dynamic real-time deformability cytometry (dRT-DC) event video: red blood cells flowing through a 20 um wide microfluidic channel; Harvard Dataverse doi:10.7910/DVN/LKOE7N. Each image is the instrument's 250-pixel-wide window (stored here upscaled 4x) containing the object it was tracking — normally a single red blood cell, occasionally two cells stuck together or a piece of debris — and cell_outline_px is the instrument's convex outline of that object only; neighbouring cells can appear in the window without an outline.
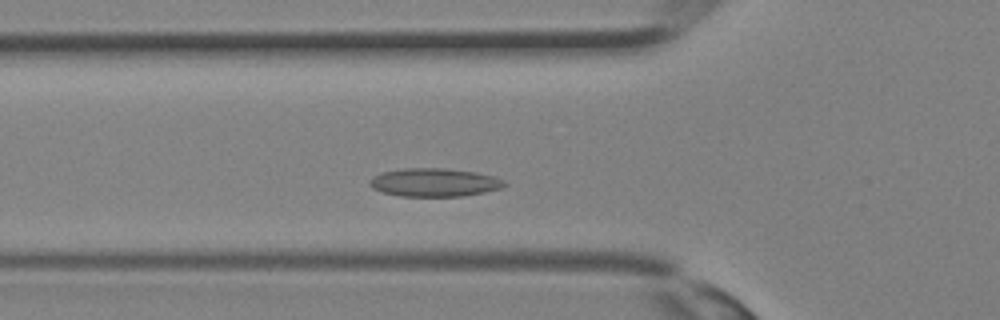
{"species": "Egyptian fruit bat (a non-hibernating species)", "species_latin": "Rousettus aegyptiacus", "temperature_condition": "room temperature", "stored_images_in_passage": 31, "camera_frame_rate_fps": 3000, "um_per_image_px": 0.085, "animal": {"sex": "female"}, "frame": {"image": 1, "passage_image": 8, "time_ms": 2.333, "image_size_px": [1000, 320], "cell_outline_px": [[508, 184], [500, 188], [484, 192], [464, 196], [400, 196], [384, 192], [372, 188], [368, 184], [368, 180], [372, 176], [380, 172], [404, 168], [444, 168], [476, 172], [496, 176], [504, 180]], "centroid_in_image_um": [36.91, 15.49], "position_along_channel_um": 88.9, "area_um2": 22.43}}
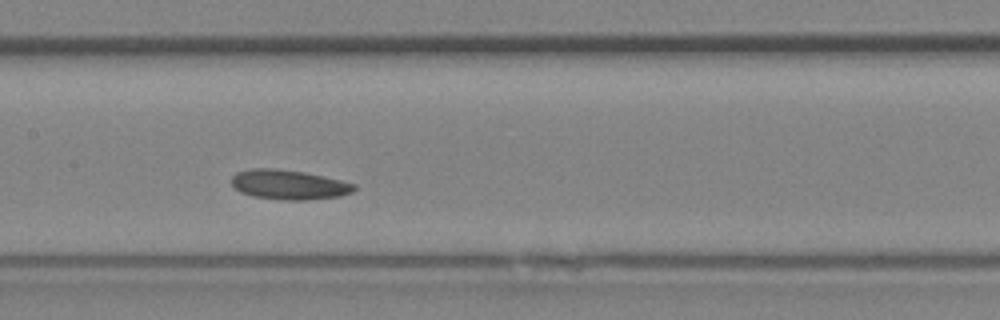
{"frame": {"image": 2, "passage_image": 13, "time_ms": 4.0, "image_size_px": [1000, 320], "cell_outline_px": [[356, 188], [352, 192], [340, 196], [304, 200], [284, 200], [252, 196], [240, 192], [232, 184], [232, 176], [236, 172], [248, 168], [276, 168], [304, 172], [324, 176], [356, 184]], "centroid_in_image_um": [24.54, 15.68], "position_along_channel_um": 182.9, "area_um2": 21.27}}
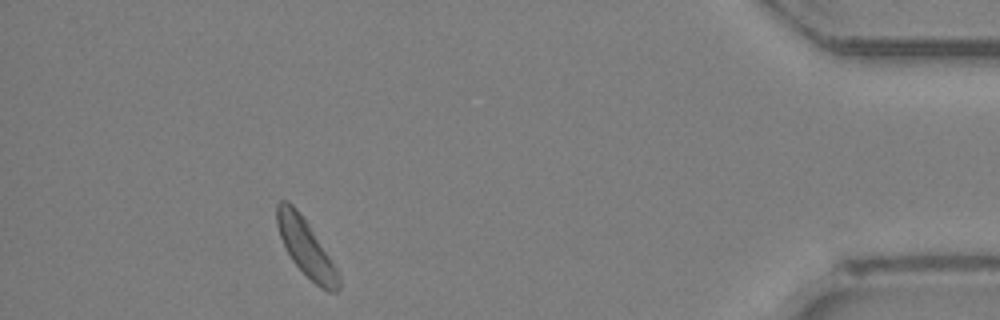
{"frame": {"image": 3, "passage_image": 28, "time_ms": 9.0, "image_size_px": [1000, 320], "cell_outline_px": [[340, 288], [336, 292], [328, 292], [320, 288], [292, 260], [280, 236], [276, 224], [276, 204], [280, 200], [288, 200], [296, 208], [308, 224], [328, 256], [340, 276]], "centroid_in_image_um": [25.98, 21.04], "position_along_channel_um": 409.2, "area_um2": 19.94}}